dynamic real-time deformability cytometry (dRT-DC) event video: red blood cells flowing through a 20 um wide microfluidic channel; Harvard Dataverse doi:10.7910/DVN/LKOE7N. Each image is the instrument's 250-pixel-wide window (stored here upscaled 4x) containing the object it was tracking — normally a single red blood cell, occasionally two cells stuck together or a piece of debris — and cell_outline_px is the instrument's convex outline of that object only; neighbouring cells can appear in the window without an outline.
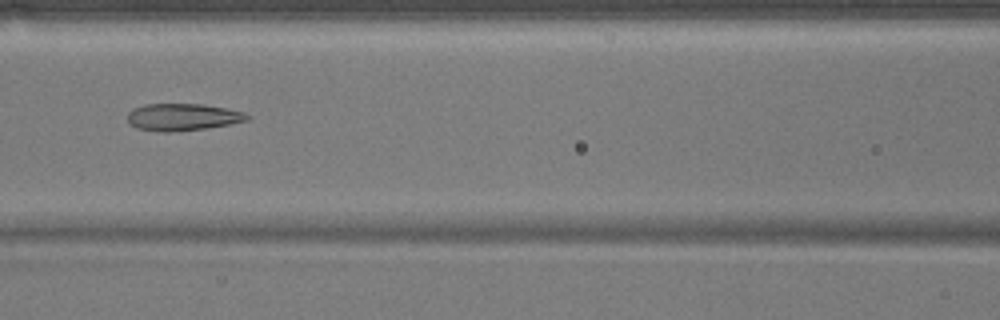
{"species": "common noctule bat (a hibernating species)", "species_latin": "Nyctalus noctula", "temperature_condition": "warm", "stored_images_in_passage": 44, "camera_frame_rate_fps": 3000, "um_per_image_px": 0.085, "animal": {"sex": "male", "body_mass_g": 17.9}, "frame": {"image": 1, "passage_image": 15, "time_ms": 4.667, "image_size_px": [1000, 320], "cell_outline_px": [[248, 120], [208, 128], [168, 132], [160, 132], [136, 128], [128, 124], [128, 112], [132, 108], [144, 104], [200, 104], [228, 108], [244, 112], [248, 116]], "centroid_in_image_um": [15.47, 9.95], "position_along_channel_um": 151.1, "area_um2": 18.96}}
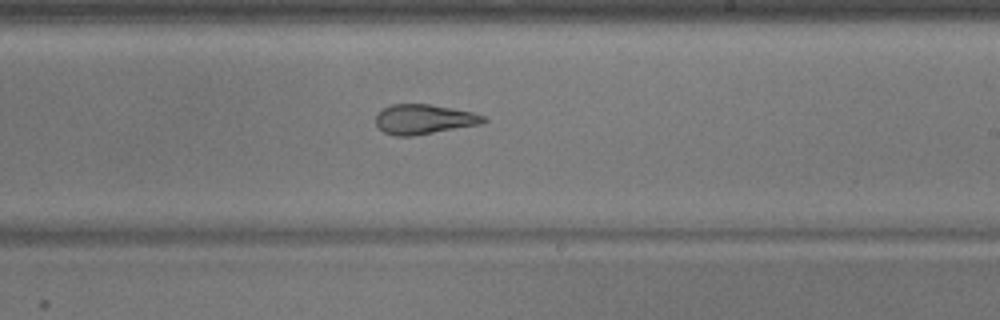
{"frame": {"image": 2, "passage_image": 23, "time_ms": 7.333, "image_size_px": [1000, 320], "cell_outline_px": [[488, 120], [480, 124], [412, 136], [396, 136], [384, 132], [376, 124], [376, 112], [380, 108], [392, 104], [428, 104], [472, 112], [484, 116]], "centroid_in_image_um": [35.98, 10.13], "position_along_channel_um": 253.0, "area_um2": 18.61}}
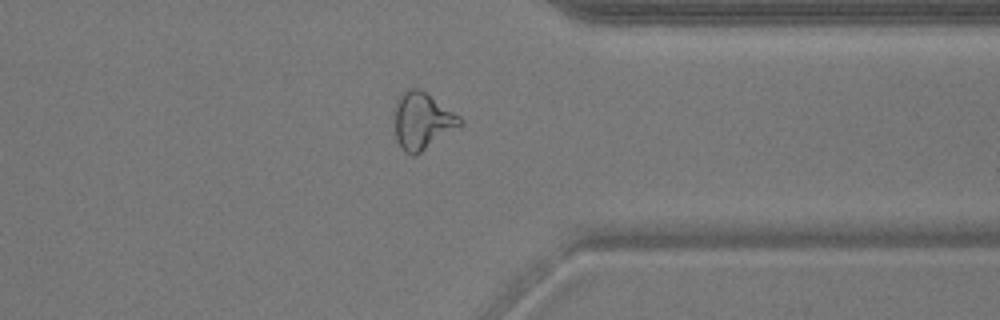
{"frame": {"image": 3, "passage_image": 33, "time_ms": 10.667, "image_size_px": [1000, 320], "cell_outline_px": [[464, 120], [460, 124], [416, 156], [412, 156], [404, 152], [400, 148], [396, 140], [396, 100], [404, 88], [416, 88], [424, 92], [460, 116]], "centroid_in_image_um": [35.85, 10.28], "position_along_channel_um": 375.6, "area_um2": 21.21}, "authors_computed_cell_mechanics": {"area_um2": 20.0855, "velocity_mm_per_s": 3.8372, "shape_relaxation_time_tau1_ms": null, "shape_relaxation_time_tau2_ms": 1.9936, "deformation_change_tau1": null, "deformation_change_tau2": 0.1178}}